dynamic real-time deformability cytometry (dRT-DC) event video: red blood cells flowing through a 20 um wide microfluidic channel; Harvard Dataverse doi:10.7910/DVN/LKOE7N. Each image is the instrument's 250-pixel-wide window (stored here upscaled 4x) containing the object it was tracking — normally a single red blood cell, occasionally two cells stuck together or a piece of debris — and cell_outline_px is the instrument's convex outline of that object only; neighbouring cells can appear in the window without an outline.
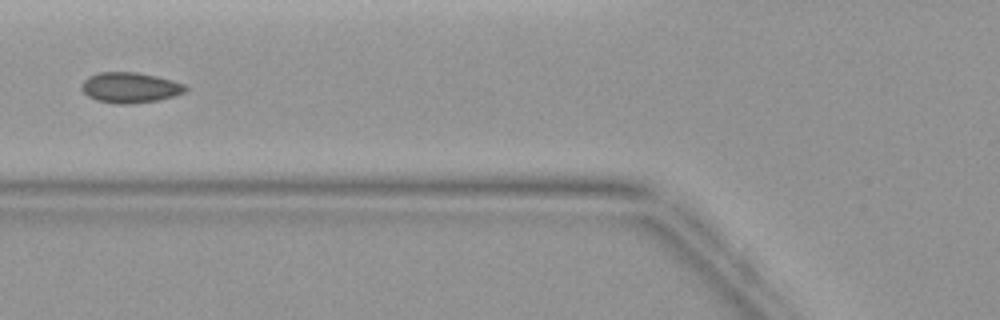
{"species": "common noctule bat (a hibernating species)", "species_latin": "Nyctalus noctula", "temperature_condition": "warm", "stored_images_in_passage": 5, "camera_frame_rate_fps": 3000, "um_per_image_px": 0.085, "animal": {"sex": "female", "body_mass_g": 19.9}, "frame": {"image": 1, "passage_image": 5, "time_ms": 5.333, "image_size_px": [1000, 320], "cell_outline_px": [[188, 88], [184, 92], [160, 100], [128, 104], [116, 104], [96, 100], [88, 96], [80, 88], [80, 84], [88, 76], [100, 72], [136, 72], [156, 76], [172, 80], [184, 84]], "centroid_in_image_um": [11.02, 7.44], "position_along_channel_um": 114.8, "area_um2": 18.5}}